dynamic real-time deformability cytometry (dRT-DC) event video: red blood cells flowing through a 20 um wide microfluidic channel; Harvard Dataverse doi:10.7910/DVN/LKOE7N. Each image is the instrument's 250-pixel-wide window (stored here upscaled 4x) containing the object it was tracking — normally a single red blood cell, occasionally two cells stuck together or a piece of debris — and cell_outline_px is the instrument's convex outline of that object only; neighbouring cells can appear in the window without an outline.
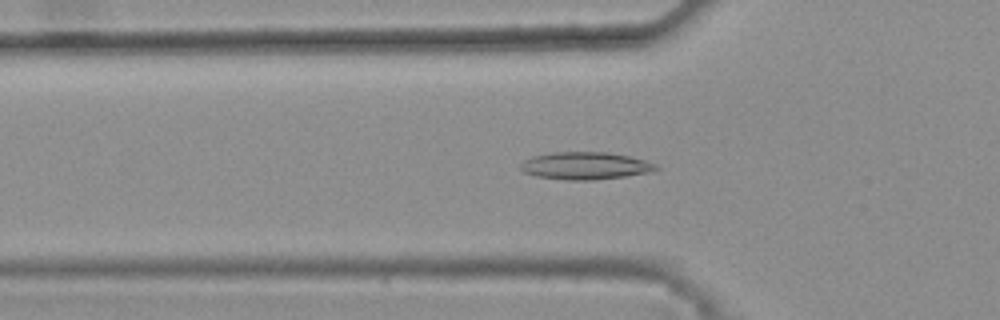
{"species": "common noctule bat (a hibernating species)", "species_latin": "Nyctalus noctula", "temperature_condition": "warm", "stored_images_in_passage": 45, "camera_frame_rate_fps": 3000, "um_per_image_px": 0.085, "animal": {"sex": "female", "body_mass_g": 25.1}, "frame": {"image": 1, "passage_image": 17, "time_ms": 5.333, "image_size_px": [1000, 320], "cell_outline_px": [[660, 168], [652, 172], [624, 176], [592, 180], [564, 180], [536, 176], [524, 172], [520, 168], [520, 164], [524, 160], [532, 156], [552, 152], [608, 152], [628, 156], [644, 160], [656, 164]], "centroid_in_image_um": [49.74, 14.09], "position_along_channel_um": 76.1, "area_um2": 21.68}}
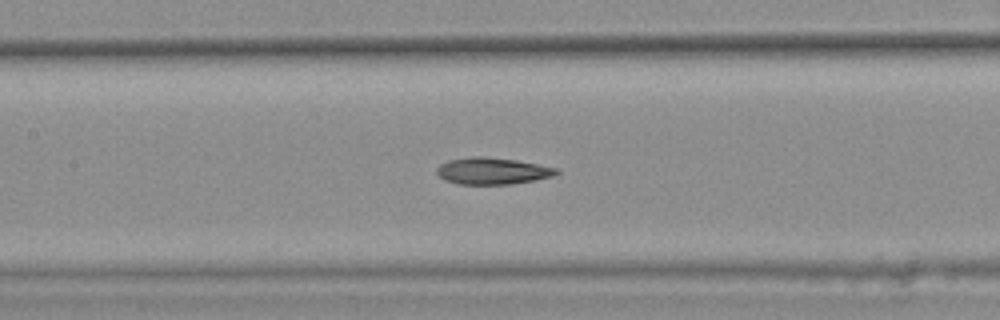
{"frame": {"image": 2, "passage_image": 24, "time_ms": 7.667, "image_size_px": [1000, 320], "cell_outline_px": [[560, 172], [552, 176], [536, 180], [512, 184], [460, 184], [444, 180], [436, 172], [436, 168], [440, 164], [448, 160], [472, 156], [480, 156], [516, 160], [556, 168]], "centroid_in_image_um": [41.82, 14.53], "position_along_channel_um": 165.6, "area_um2": 18.55}}
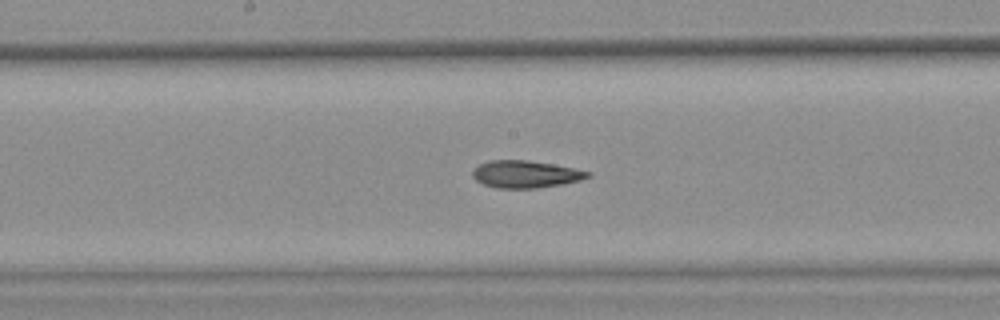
{"frame": {"image": 3, "passage_image": 27, "time_ms": 8.667, "image_size_px": [1000, 320], "cell_outline_px": [[592, 176], [580, 180], [564, 184], [536, 188], [496, 188], [484, 184], [476, 180], [472, 176], [472, 172], [480, 164], [488, 160], [528, 160], [552, 164], [592, 172]], "centroid_in_image_um": [44.69, 14.81], "position_along_channel_um": 203.5, "area_um2": 18.26}, "authors_computed_cell_mechanics": {"area_um2": 18.785, "velocity_mm_per_s": 3.8115, "shape_relaxation_time_tau1_ms": null, "shape_relaxation_time_tau2_ms": 5.1051, "deformation_change_tau1": null, "deformation_change_tau2": 0.115}}